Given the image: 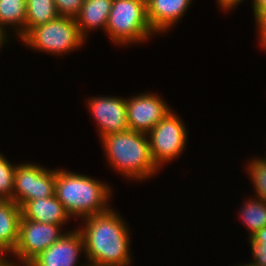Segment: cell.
<instances>
[{
  "instance_id": "6da1fadb",
  "label": "cell",
  "mask_w": 266,
  "mask_h": 266,
  "mask_svg": "<svg viewBox=\"0 0 266 266\" xmlns=\"http://www.w3.org/2000/svg\"><path fill=\"white\" fill-rule=\"evenodd\" d=\"M84 229H78L84 241L88 262L96 266H128V225L112 209L85 217Z\"/></svg>"
},
{
  "instance_id": "7a4b0ae2",
  "label": "cell",
  "mask_w": 266,
  "mask_h": 266,
  "mask_svg": "<svg viewBox=\"0 0 266 266\" xmlns=\"http://www.w3.org/2000/svg\"><path fill=\"white\" fill-rule=\"evenodd\" d=\"M110 187L89 176L56 170L55 196L70 216L88 217L104 213Z\"/></svg>"
},
{
  "instance_id": "3957f363",
  "label": "cell",
  "mask_w": 266,
  "mask_h": 266,
  "mask_svg": "<svg viewBox=\"0 0 266 266\" xmlns=\"http://www.w3.org/2000/svg\"><path fill=\"white\" fill-rule=\"evenodd\" d=\"M147 134L127 130L101 138L109 164L127 177L146 179L159 170Z\"/></svg>"
},
{
  "instance_id": "277c9868",
  "label": "cell",
  "mask_w": 266,
  "mask_h": 266,
  "mask_svg": "<svg viewBox=\"0 0 266 266\" xmlns=\"http://www.w3.org/2000/svg\"><path fill=\"white\" fill-rule=\"evenodd\" d=\"M105 31L109 39L122 45L145 41L154 32L148 22L147 7L138 0H113Z\"/></svg>"
},
{
  "instance_id": "5b68a950",
  "label": "cell",
  "mask_w": 266,
  "mask_h": 266,
  "mask_svg": "<svg viewBox=\"0 0 266 266\" xmlns=\"http://www.w3.org/2000/svg\"><path fill=\"white\" fill-rule=\"evenodd\" d=\"M28 46L52 54L68 53L83 45L76 20L58 16L45 24L32 28L22 40Z\"/></svg>"
},
{
  "instance_id": "8992f818",
  "label": "cell",
  "mask_w": 266,
  "mask_h": 266,
  "mask_svg": "<svg viewBox=\"0 0 266 266\" xmlns=\"http://www.w3.org/2000/svg\"><path fill=\"white\" fill-rule=\"evenodd\" d=\"M56 170L36 164H21L14 169L12 201L20 208L31 200L55 195Z\"/></svg>"
},
{
  "instance_id": "52a82bcc",
  "label": "cell",
  "mask_w": 266,
  "mask_h": 266,
  "mask_svg": "<svg viewBox=\"0 0 266 266\" xmlns=\"http://www.w3.org/2000/svg\"><path fill=\"white\" fill-rule=\"evenodd\" d=\"M147 136L153 160L160 167L162 163L182 154L186 145L187 131L179 117L170 111Z\"/></svg>"
},
{
  "instance_id": "ba28073f",
  "label": "cell",
  "mask_w": 266,
  "mask_h": 266,
  "mask_svg": "<svg viewBox=\"0 0 266 266\" xmlns=\"http://www.w3.org/2000/svg\"><path fill=\"white\" fill-rule=\"evenodd\" d=\"M61 225L39 223L21 217L18 242L11 252L27 266L35 257L55 243L63 234Z\"/></svg>"
},
{
  "instance_id": "9c48e42d",
  "label": "cell",
  "mask_w": 266,
  "mask_h": 266,
  "mask_svg": "<svg viewBox=\"0 0 266 266\" xmlns=\"http://www.w3.org/2000/svg\"><path fill=\"white\" fill-rule=\"evenodd\" d=\"M153 94H140L126 99V114L129 130L148 134L171 110Z\"/></svg>"
},
{
  "instance_id": "30bf717a",
  "label": "cell",
  "mask_w": 266,
  "mask_h": 266,
  "mask_svg": "<svg viewBox=\"0 0 266 266\" xmlns=\"http://www.w3.org/2000/svg\"><path fill=\"white\" fill-rule=\"evenodd\" d=\"M91 114L99 126L100 138L129 130L126 114V99L118 97H97L89 99Z\"/></svg>"
},
{
  "instance_id": "8fae6325",
  "label": "cell",
  "mask_w": 266,
  "mask_h": 266,
  "mask_svg": "<svg viewBox=\"0 0 266 266\" xmlns=\"http://www.w3.org/2000/svg\"><path fill=\"white\" fill-rule=\"evenodd\" d=\"M80 251L84 252L82 234L79 230L70 231L63 234L27 266H76Z\"/></svg>"
},
{
  "instance_id": "7c38bea8",
  "label": "cell",
  "mask_w": 266,
  "mask_h": 266,
  "mask_svg": "<svg viewBox=\"0 0 266 266\" xmlns=\"http://www.w3.org/2000/svg\"><path fill=\"white\" fill-rule=\"evenodd\" d=\"M191 0H151L147 5V18L153 31L161 33L175 25L189 7Z\"/></svg>"
},
{
  "instance_id": "4fadbf2b",
  "label": "cell",
  "mask_w": 266,
  "mask_h": 266,
  "mask_svg": "<svg viewBox=\"0 0 266 266\" xmlns=\"http://www.w3.org/2000/svg\"><path fill=\"white\" fill-rule=\"evenodd\" d=\"M22 217L39 223L62 225L71 217L56 196L27 201L21 207Z\"/></svg>"
},
{
  "instance_id": "5bb4252c",
  "label": "cell",
  "mask_w": 266,
  "mask_h": 266,
  "mask_svg": "<svg viewBox=\"0 0 266 266\" xmlns=\"http://www.w3.org/2000/svg\"><path fill=\"white\" fill-rule=\"evenodd\" d=\"M21 208L13 201L0 200V253L12 252L18 242Z\"/></svg>"
},
{
  "instance_id": "9a60e30c",
  "label": "cell",
  "mask_w": 266,
  "mask_h": 266,
  "mask_svg": "<svg viewBox=\"0 0 266 266\" xmlns=\"http://www.w3.org/2000/svg\"><path fill=\"white\" fill-rule=\"evenodd\" d=\"M113 0H84L75 18L81 36L85 39L88 28L103 27L106 30Z\"/></svg>"
},
{
  "instance_id": "2e32d148",
  "label": "cell",
  "mask_w": 266,
  "mask_h": 266,
  "mask_svg": "<svg viewBox=\"0 0 266 266\" xmlns=\"http://www.w3.org/2000/svg\"><path fill=\"white\" fill-rule=\"evenodd\" d=\"M4 25H15L21 39L26 35V0H0L1 30Z\"/></svg>"
},
{
  "instance_id": "e0dca14e",
  "label": "cell",
  "mask_w": 266,
  "mask_h": 266,
  "mask_svg": "<svg viewBox=\"0 0 266 266\" xmlns=\"http://www.w3.org/2000/svg\"><path fill=\"white\" fill-rule=\"evenodd\" d=\"M58 16L54 0H26V34Z\"/></svg>"
},
{
  "instance_id": "ac0fdd59",
  "label": "cell",
  "mask_w": 266,
  "mask_h": 266,
  "mask_svg": "<svg viewBox=\"0 0 266 266\" xmlns=\"http://www.w3.org/2000/svg\"><path fill=\"white\" fill-rule=\"evenodd\" d=\"M245 203L240 212L242 213L243 223L246 224V227L248 226L249 237H251L258 230L266 227V201L258 198L257 200L252 199Z\"/></svg>"
},
{
  "instance_id": "d6986e66",
  "label": "cell",
  "mask_w": 266,
  "mask_h": 266,
  "mask_svg": "<svg viewBox=\"0 0 266 266\" xmlns=\"http://www.w3.org/2000/svg\"><path fill=\"white\" fill-rule=\"evenodd\" d=\"M15 167L0 154V200L12 201Z\"/></svg>"
},
{
  "instance_id": "ffe728a7",
  "label": "cell",
  "mask_w": 266,
  "mask_h": 266,
  "mask_svg": "<svg viewBox=\"0 0 266 266\" xmlns=\"http://www.w3.org/2000/svg\"><path fill=\"white\" fill-rule=\"evenodd\" d=\"M248 173L256 189L257 197L266 201V158H256L248 166Z\"/></svg>"
},
{
  "instance_id": "44dd1931",
  "label": "cell",
  "mask_w": 266,
  "mask_h": 266,
  "mask_svg": "<svg viewBox=\"0 0 266 266\" xmlns=\"http://www.w3.org/2000/svg\"><path fill=\"white\" fill-rule=\"evenodd\" d=\"M59 16L76 18L84 0H54Z\"/></svg>"
},
{
  "instance_id": "7402d4cb",
  "label": "cell",
  "mask_w": 266,
  "mask_h": 266,
  "mask_svg": "<svg viewBox=\"0 0 266 266\" xmlns=\"http://www.w3.org/2000/svg\"><path fill=\"white\" fill-rule=\"evenodd\" d=\"M251 243V250L253 255V263L256 266H266V245H260L255 242L251 237H249Z\"/></svg>"
},
{
  "instance_id": "603a6c76",
  "label": "cell",
  "mask_w": 266,
  "mask_h": 266,
  "mask_svg": "<svg viewBox=\"0 0 266 266\" xmlns=\"http://www.w3.org/2000/svg\"><path fill=\"white\" fill-rule=\"evenodd\" d=\"M256 23L258 25L259 33H260V42L264 48H266V12L260 15L256 19Z\"/></svg>"
},
{
  "instance_id": "cb8c5ba5",
  "label": "cell",
  "mask_w": 266,
  "mask_h": 266,
  "mask_svg": "<svg viewBox=\"0 0 266 266\" xmlns=\"http://www.w3.org/2000/svg\"><path fill=\"white\" fill-rule=\"evenodd\" d=\"M253 10L255 20L266 12V0H253Z\"/></svg>"
},
{
  "instance_id": "d4e9b609",
  "label": "cell",
  "mask_w": 266,
  "mask_h": 266,
  "mask_svg": "<svg viewBox=\"0 0 266 266\" xmlns=\"http://www.w3.org/2000/svg\"><path fill=\"white\" fill-rule=\"evenodd\" d=\"M251 238L260 245H266V227L258 230Z\"/></svg>"
},
{
  "instance_id": "484cf974",
  "label": "cell",
  "mask_w": 266,
  "mask_h": 266,
  "mask_svg": "<svg viewBox=\"0 0 266 266\" xmlns=\"http://www.w3.org/2000/svg\"><path fill=\"white\" fill-rule=\"evenodd\" d=\"M218 4L225 10L235 8V5H238L243 0H217Z\"/></svg>"
},
{
  "instance_id": "4316f807",
  "label": "cell",
  "mask_w": 266,
  "mask_h": 266,
  "mask_svg": "<svg viewBox=\"0 0 266 266\" xmlns=\"http://www.w3.org/2000/svg\"><path fill=\"white\" fill-rule=\"evenodd\" d=\"M8 259H5V257H1L0 256V266H20V265H16V263L14 264L13 262H8L6 261Z\"/></svg>"
},
{
  "instance_id": "83f0119b",
  "label": "cell",
  "mask_w": 266,
  "mask_h": 266,
  "mask_svg": "<svg viewBox=\"0 0 266 266\" xmlns=\"http://www.w3.org/2000/svg\"><path fill=\"white\" fill-rule=\"evenodd\" d=\"M6 32L4 30L0 29V46H3L2 44L6 42ZM1 48V47H0Z\"/></svg>"
},
{
  "instance_id": "f1b7e54d",
  "label": "cell",
  "mask_w": 266,
  "mask_h": 266,
  "mask_svg": "<svg viewBox=\"0 0 266 266\" xmlns=\"http://www.w3.org/2000/svg\"><path fill=\"white\" fill-rule=\"evenodd\" d=\"M138 1H140V2L144 3L145 5H147L151 0H138Z\"/></svg>"
},
{
  "instance_id": "f546056e",
  "label": "cell",
  "mask_w": 266,
  "mask_h": 266,
  "mask_svg": "<svg viewBox=\"0 0 266 266\" xmlns=\"http://www.w3.org/2000/svg\"><path fill=\"white\" fill-rule=\"evenodd\" d=\"M241 266V265H240ZM242 266H256L253 262L249 263V264H246V265H242Z\"/></svg>"
},
{
  "instance_id": "4dcf8cb0",
  "label": "cell",
  "mask_w": 266,
  "mask_h": 266,
  "mask_svg": "<svg viewBox=\"0 0 266 266\" xmlns=\"http://www.w3.org/2000/svg\"><path fill=\"white\" fill-rule=\"evenodd\" d=\"M82 266H84V265H82ZM86 266H96L95 264H88V265H86Z\"/></svg>"
}]
</instances>
